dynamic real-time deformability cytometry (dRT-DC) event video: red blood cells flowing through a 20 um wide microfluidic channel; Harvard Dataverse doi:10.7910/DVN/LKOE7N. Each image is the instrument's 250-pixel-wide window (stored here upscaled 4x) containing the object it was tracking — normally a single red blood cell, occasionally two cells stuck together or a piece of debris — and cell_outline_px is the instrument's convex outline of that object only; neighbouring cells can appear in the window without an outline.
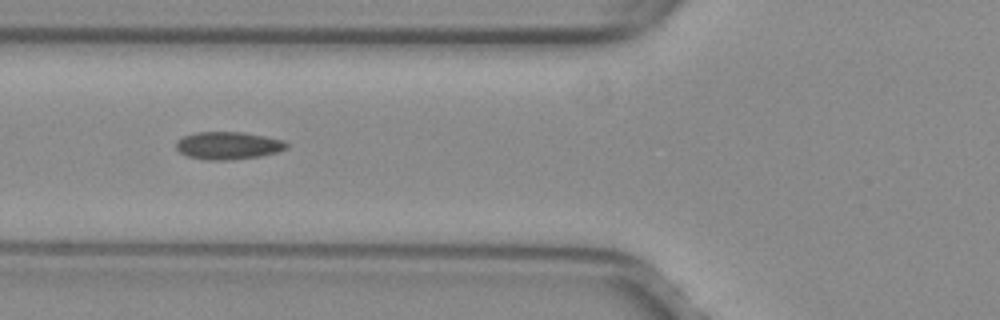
{"species": "common noctule bat (a hibernating species)", "species_latin": "Nyctalus noctula", "temperature_condition": "warm", "stored_images_in_passage": 38, "camera_frame_rate_fps": 3000, "um_per_image_px": 0.085, "animal": {"sex": "female", "body_mass_g": 29.2, "forearm_length_mm": 56.3}, "frame": {"image": 1, "passage_image": 6, "time_ms": 1.667, "image_size_px": [1000, 320], "cell_outline_px": [[288, 148], [276, 152], [260, 156], [228, 160], [208, 160], [188, 156], [180, 152], [176, 148], [176, 140], [184, 136], [196, 132], [244, 132], [284, 140], [288, 144]], "centroid_in_image_um": [19.39, 12.36], "position_along_channel_um": 106.4, "area_um2": 17.74}}
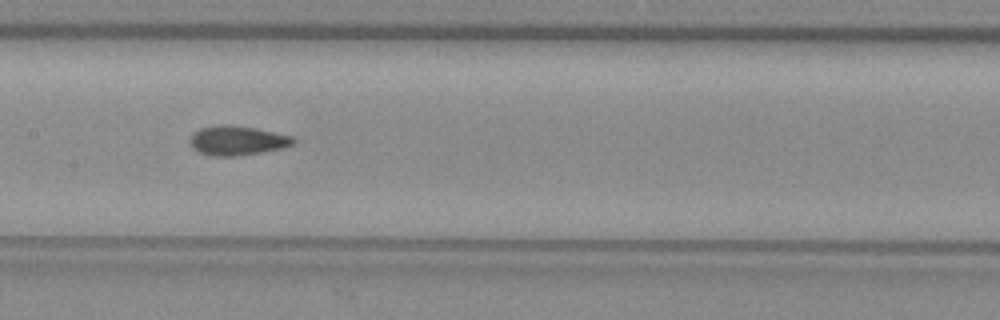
{"frame": {"image": 2, "passage_image": 12, "time_ms": 3.667, "image_size_px": [1000, 320], "cell_outline_px": [[296, 140], [292, 144], [284, 148], [236, 156], [212, 156], [196, 152], [192, 148], [188, 140], [192, 132], [200, 128], [224, 124], [232, 124], [256, 128], [296, 136]], "centroid_in_image_um": [20.15, 11.94], "position_along_channel_um": 187.3, "area_um2": 18.15}}
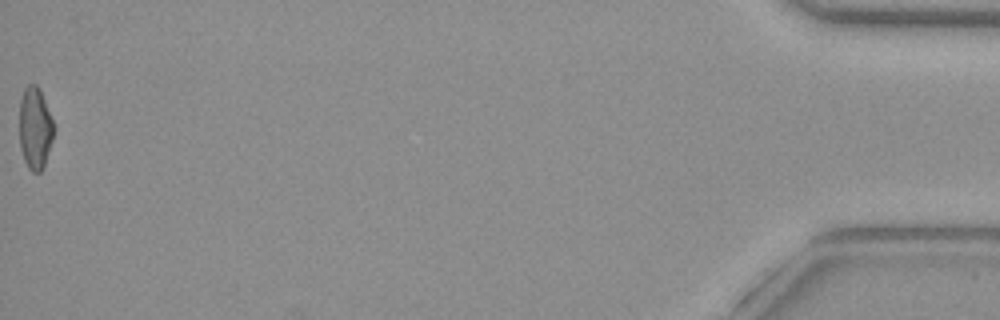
{"frame": {"image": 3, "passage_image": 38, "time_ms": 12.333, "image_size_px": [1000, 320], "cell_outline_px": [[52, 140], [44, 168], [40, 172], [32, 172], [28, 168], [24, 160], [20, 148], [20, 100], [24, 88], [28, 84], [36, 84], [40, 88], [52, 120]], "centroid_in_image_um": [2.96, 10.9], "position_along_channel_um": 432.2, "area_um2": 16.3}, "authors_computed_cell_mechanics": {"area_um2": 17.1666, "velocity_mm_per_s": 4.0259, "shape_relaxation_time_tau1_ms": null, "shape_relaxation_time_tau2_ms": 1.9373, "deformation_change_tau1": null, "deformation_change_tau2": 0.0921}}